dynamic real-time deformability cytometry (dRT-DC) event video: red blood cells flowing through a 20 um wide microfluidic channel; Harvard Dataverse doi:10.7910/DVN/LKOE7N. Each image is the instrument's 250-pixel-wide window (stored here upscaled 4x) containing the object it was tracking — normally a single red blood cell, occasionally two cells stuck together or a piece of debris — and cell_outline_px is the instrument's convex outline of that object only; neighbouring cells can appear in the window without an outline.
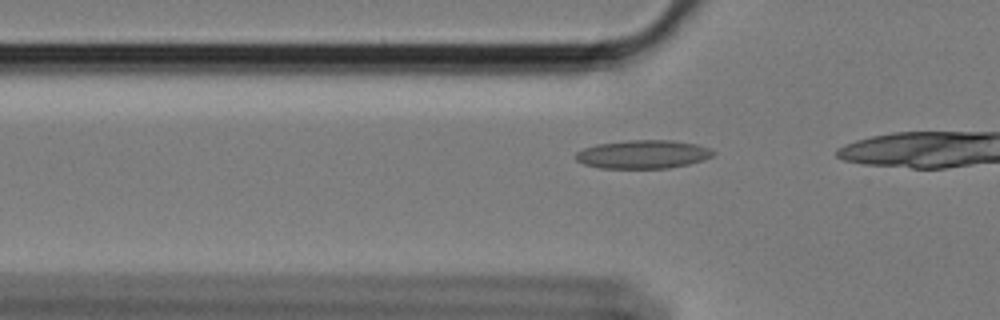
{"species": "Egyptian fruit bat (a non-hibernating species)", "species_latin": "Rousettus aegyptiacus", "temperature_condition": "cold", "stored_images_in_passage": 11, "camera_frame_rate_fps": 3000, "um_per_image_px": 0.085, "animal": {"sex": "female"}, "frame": {"image": 1, "passage_image": 5, "time_ms": 1.333, "image_size_px": [1000, 320], "cell_outline_px": [[716, 152], [712, 156], [704, 160], [688, 164], [668, 168], [600, 168], [584, 164], [576, 160], [576, 152], [584, 148], [596, 144], [628, 140], [672, 140], [696, 144], [712, 148]], "centroid_in_image_um": [54.68, 13.11], "position_along_channel_um": 71.1, "area_um2": 22.89}}
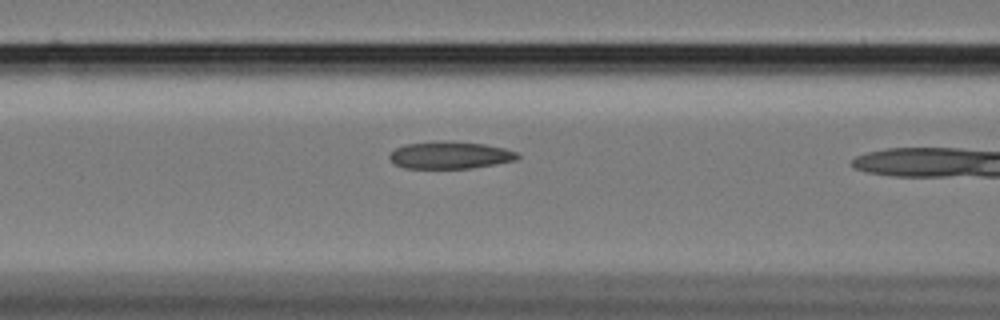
{"frame": {"image": 2, "passage_image": 10, "time_ms": 3.0, "image_size_px": [1000, 320], "cell_outline_px": [[520, 156], [516, 160], [496, 164], [468, 168], [404, 168], [396, 164], [388, 156], [396, 148], [404, 144], [440, 140], [448, 140], [484, 144], [504, 148], [516, 152]], "centroid_in_image_um": [38.25, 13.17], "position_along_channel_um": 128.3, "area_um2": 20.35}}